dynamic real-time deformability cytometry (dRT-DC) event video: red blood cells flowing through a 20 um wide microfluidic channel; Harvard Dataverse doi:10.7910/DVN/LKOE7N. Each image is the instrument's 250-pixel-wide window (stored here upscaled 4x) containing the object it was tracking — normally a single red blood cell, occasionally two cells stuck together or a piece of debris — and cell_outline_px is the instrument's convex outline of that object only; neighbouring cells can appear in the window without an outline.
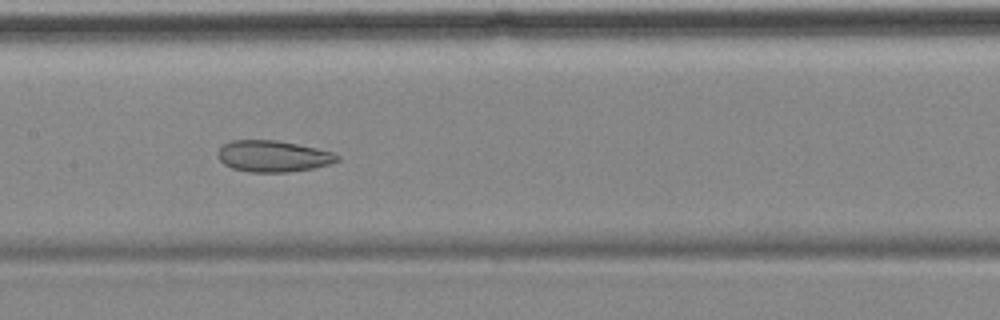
{"species": "common noctule bat (a hibernating species)", "species_latin": "Nyctalus noctula", "temperature_condition": "cold", "stored_images_in_passage": 9, "camera_frame_rate_fps": 3000, "um_per_image_px": 0.085, "animal": {"sex": "female", "body_mass_g": 18.4}, "frame": {"image": 1, "passage_image": 8, "time_ms": 8.333, "image_size_px": [1000, 320], "cell_outline_px": [[340, 160], [328, 164], [312, 168], [288, 172], [248, 172], [232, 168], [224, 164], [216, 156], [216, 152], [224, 144], [232, 140], [276, 140], [316, 148], [332, 152], [340, 156]], "centroid_in_image_um": [23.18, 13.28], "position_along_channel_um": 184.2, "area_um2": 21.79}}
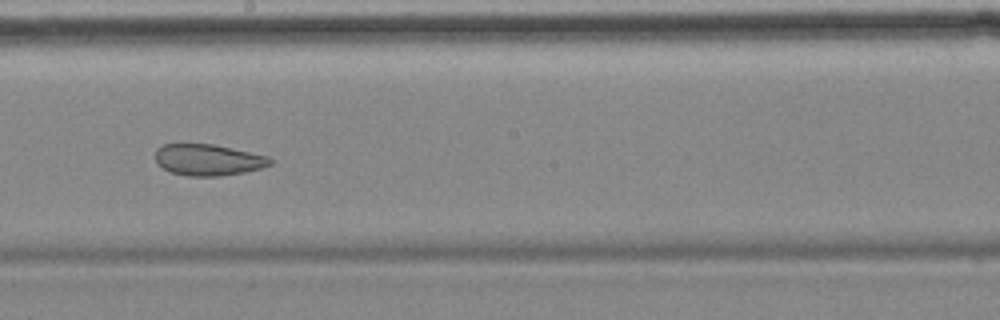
{"frame": {"image": 2, "passage_image": 9, "time_ms": 9.667, "image_size_px": [1000, 320], "cell_outline_px": [[272, 164], [260, 168], [244, 172], [220, 176], [188, 176], [172, 172], [156, 164], [156, 148], [164, 144], [212, 144], [232, 148], [268, 156], [272, 160]], "centroid_in_image_um": [17.68, 13.58], "position_along_channel_um": 230.5, "area_um2": 20.87}}